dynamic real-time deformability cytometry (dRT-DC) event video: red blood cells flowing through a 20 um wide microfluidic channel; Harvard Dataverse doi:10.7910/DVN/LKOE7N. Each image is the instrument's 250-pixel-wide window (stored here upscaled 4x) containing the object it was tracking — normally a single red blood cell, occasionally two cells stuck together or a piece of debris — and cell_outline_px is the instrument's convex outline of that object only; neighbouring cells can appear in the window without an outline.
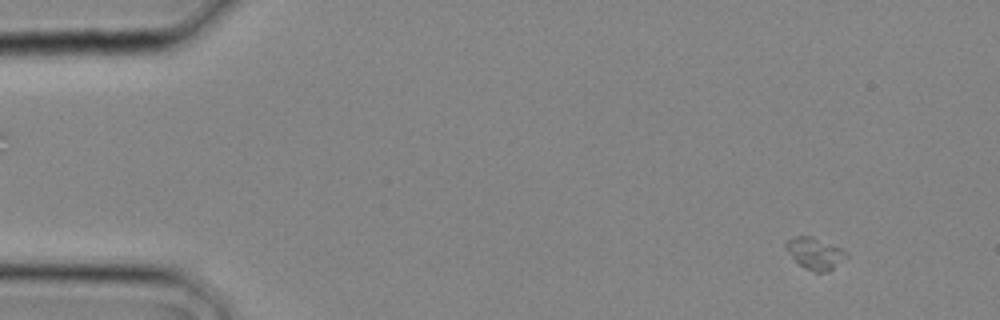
{"species": "common noctule bat (a hibernating species)", "species_latin": "Nyctalus noctula", "temperature_condition": "cold", "stored_images_in_passage": 10, "camera_frame_rate_fps": 3000, "um_per_image_px": 0.085, "animal": {"sex": "male", "body_mass_g": 20.4}, "frame": {"image": 1, "passage_image": 3, "time_ms": 0.667, "image_size_px": [1000, 320], "cell_outline_px": [[848, 256], [828, 272], [816, 272], [800, 264], [792, 256], [784, 244], [788, 240], [796, 236], [812, 236], [840, 248], [848, 252]], "centroid_in_image_um": [69.31, 21.53], "position_along_channel_um": 15.7, "area_um2": 10.75}}
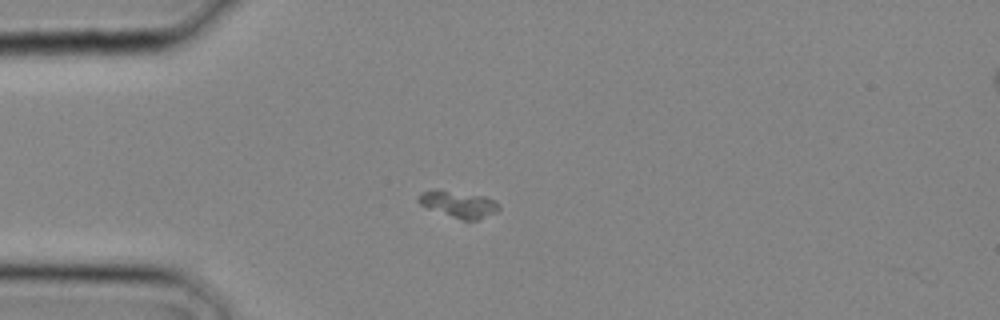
{"frame": {"image": 2, "passage_image": 8, "time_ms": 2.333, "image_size_px": [1000, 320], "cell_outline_px": [[500, 208], [496, 212], [476, 220], [464, 220], [428, 208], [420, 204], [416, 200], [416, 196], [420, 192], [444, 192], [484, 196], [500, 204]], "centroid_in_image_um": [39.0, 17.39], "position_along_channel_um": 46.0, "area_um2": 11.68}}